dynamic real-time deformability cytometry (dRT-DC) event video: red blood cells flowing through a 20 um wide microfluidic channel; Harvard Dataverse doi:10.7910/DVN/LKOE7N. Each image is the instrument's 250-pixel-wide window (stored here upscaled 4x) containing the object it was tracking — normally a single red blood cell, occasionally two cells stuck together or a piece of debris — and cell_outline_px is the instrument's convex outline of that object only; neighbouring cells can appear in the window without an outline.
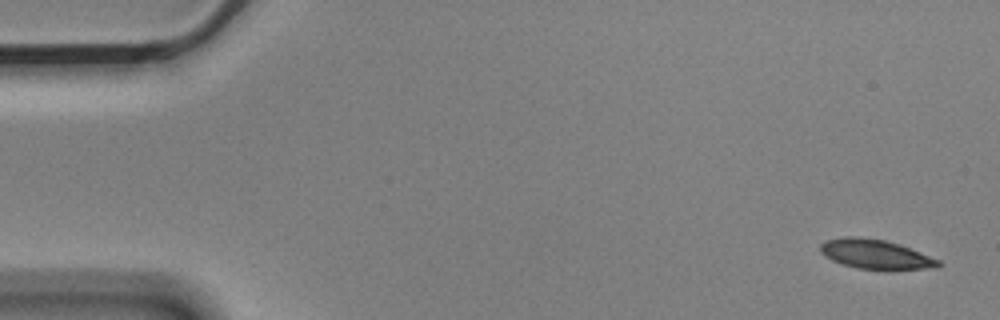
{"species": "Egyptian fruit bat (a non-hibernating species)", "species_latin": "Rousettus aegyptiacus", "temperature_condition": "cold", "stored_images_in_passage": 4, "camera_frame_rate_fps": 3000, "um_per_image_px": 0.085, "animal": {"sex": "male"}, "frame": {"image": 1, "passage_image": 1, "time_ms": 0.0, "image_size_px": [1000, 320], "cell_outline_px": [[940, 264], [936, 268], [856, 268], [840, 264], [824, 256], [820, 252], [820, 244], [828, 240], [848, 236], [852, 236], [884, 240], [920, 252], [940, 260]], "centroid_in_image_um": [74.35, 21.6], "position_along_channel_um": 10.7, "area_um2": 19.54}}
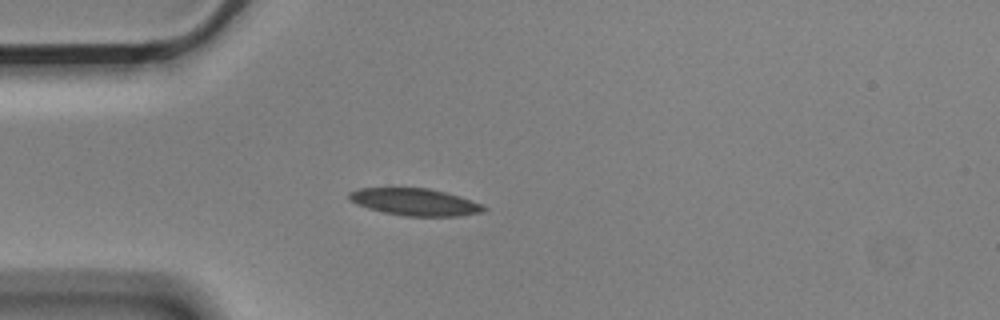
{"frame": {"image": 2, "passage_image": 4, "time_ms": 1.0, "image_size_px": [1000, 320], "cell_outline_px": [[488, 208], [484, 212], [460, 216], [404, 216], [384, 212], [368, 208], [356, 204], [348, 200], [348, 192], [360, 188], [428, 188], [460, 196], [480, 204]], "centroid_in_image_um": [35.25, 17.17], "position_along_channel_um": 49.8, "area_um2": 21.27}}